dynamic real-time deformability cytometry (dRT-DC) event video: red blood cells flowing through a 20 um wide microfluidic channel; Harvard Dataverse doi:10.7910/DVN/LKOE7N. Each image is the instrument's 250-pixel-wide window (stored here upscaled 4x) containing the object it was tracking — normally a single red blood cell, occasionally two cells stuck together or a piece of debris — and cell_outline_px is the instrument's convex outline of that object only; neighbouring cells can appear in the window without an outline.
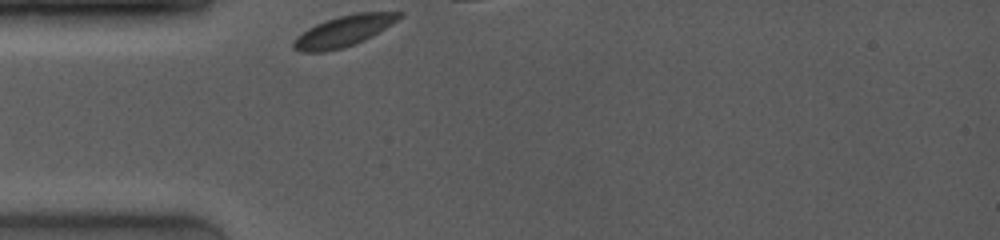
{"species": "common noctule bat (a hibernating species)", "species_latin": "Nyctalus noctula", "temperature_condition": "room temperature", "stored_images_in_passage": 4, "camera_frame_rate_fps": 4000, "um_per_image_px": 0.085, "animal": {"sex": "female", "body_mass_g": 19.0, "forearm_length_mm": 53.3}, "frame": {"image": 1, "passage_image": 1, "time_ms": 0.0, "image_size_px": [1000, 240], "cell_outline_px": [[404, 16], [372, 36], [364, 40], [344, 48], [324, 52], [300, 52], [292, 48], [292, 44], [296, 36], [308, 28], [316, 24], [340, 16], [356, 12], [404, 12]], "centroid_in_image_um": [29.2, 2.65], "position_along_channel_um": 55.8, "area_um2": 19.02}}
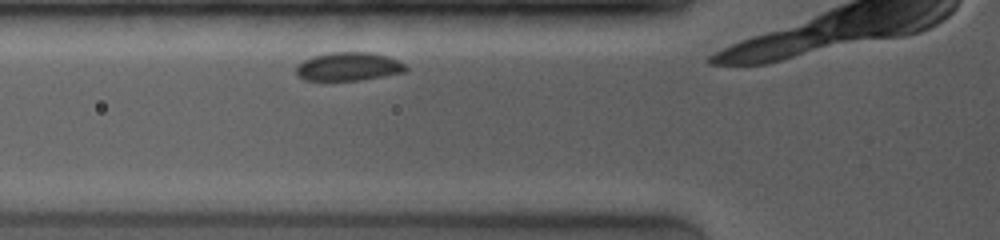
{"frame": {"image": 2, "passage_image": 3, "time_ms": 1.25, "image_size_px": [1000, 240], "cell_outline_px": [[408, 68], [404, 72], [360, 80], [304, 80], [296, 76], [296, 64], [312, 56], [332, 52], [372, 52], [388, 56], [404, 64]], "centroid_in_image_um": [29.58, 5.65], "position_along_channel_um": 96.2, "area_um2": 18.21}}